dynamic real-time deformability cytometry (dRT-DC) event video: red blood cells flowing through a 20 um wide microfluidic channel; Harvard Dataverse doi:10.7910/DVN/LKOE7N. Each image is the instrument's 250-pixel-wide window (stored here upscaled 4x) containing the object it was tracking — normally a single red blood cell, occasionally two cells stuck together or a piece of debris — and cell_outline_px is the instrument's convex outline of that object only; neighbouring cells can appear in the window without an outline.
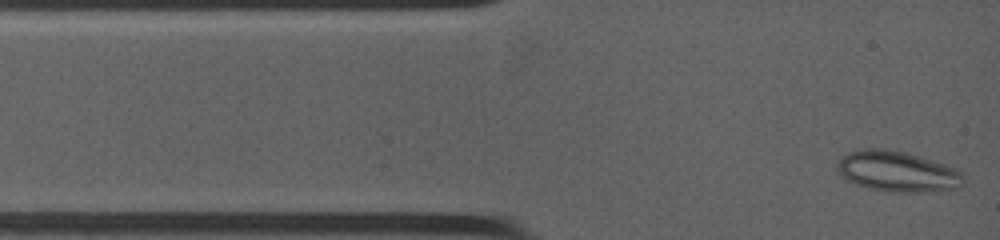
{"species": "common noctule bat (a hibernating species)", "species_latin": "Nyctalus noctula", "temperature_condition": "warm", "stored_images_in_passage": 45, "camera_frame_rate_fps": 4500, "um_per_image_px": 0.085, "animal": {"sex": "female", "body_mass_g": 19.0, "forearm_length_mm": 53.3}, "frame": {"image": 1, "passage_image": 1, "time_ms": 0.0, "image_size_px": [1000, 240], "cell_outline_px": [[964, 184], [956, 188], [928, 192], [896, 192], [868, 188], [848, 180], [836, 172], [836, 160], [848, 152], [868, 148], [880, 148], [904, 152], [944, 164], [956, 168], [960, 172]], "centroid_in_image_um": [76.23, 14.57], "position_along_channel_um": 8.8, "area_um2": 29.71}}
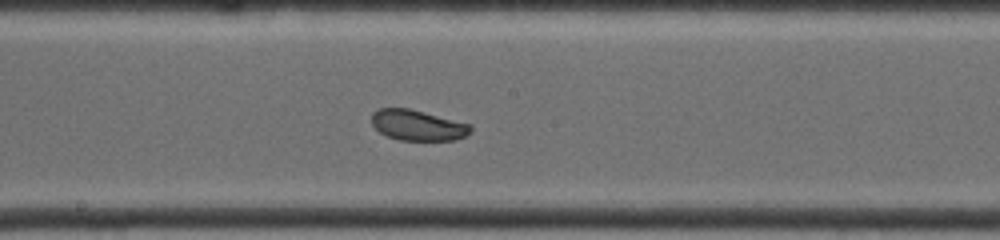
{"frame": {"image": 2, "passage_image": 24, "time_ms": 6.222, "image_size_px": [1000, 240], "cell_outline_px": [[472, 132], [456, 140], [400, 140], [388, 136], [380, 132], [372, 124], [372, 112], [380, 108], [408, 108], [472, 124]], "centroid_in_image_um": [35.53, 10.64], "position_along_channel_um": 212.7, "area_um2": 17.63}}
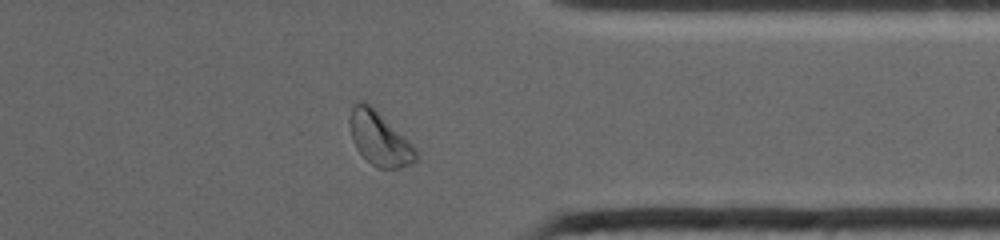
{"frame": {"image": 3, "passage_image": 40, "time_ms": 10.667, "image_size_px": [1000, 240], "cell_outline_px": [[416, 160], [412, 164], [400, 168], [380, 168], [372, 164], [356, 148], [352, 140], [348, 120], [352, 104], [360, 100], [368, 104], [408, 140], [416, 148]], "centroid_in_image_um": [32.22, 11.79], "position_along_channel_um": 379.2, "area_um2": 20.29}}